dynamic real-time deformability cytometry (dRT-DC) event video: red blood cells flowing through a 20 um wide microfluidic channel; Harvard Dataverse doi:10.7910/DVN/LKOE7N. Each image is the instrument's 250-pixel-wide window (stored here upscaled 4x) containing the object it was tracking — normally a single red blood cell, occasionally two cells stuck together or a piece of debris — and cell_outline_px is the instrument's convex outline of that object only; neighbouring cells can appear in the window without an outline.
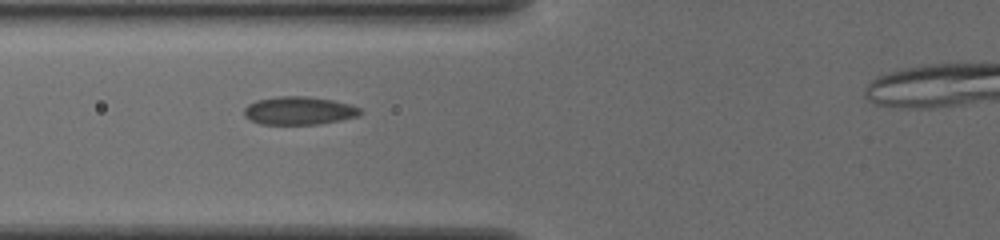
{"species": "common noctule bat (a hibernating species)", "species_latin": "Nyctalus noctula", "temperature_condition": "cold", "stored_images_in_passage": 7, "camera_frame_rate_fps": 3000, "um_per_image_px": 0.085, "animal": {"sex": "female", "body_mass_g": 19.5, "forearm_length_mm": 54.1}, "frame": {"image": 1, "passage_image": 6, "time_ms": 1.667, "image_size_px": [1000, 240], "cell_outline_px": [[360, 116], [320, 124], [260, 124], [244, 116], [244, 108], [248, 104], [256, 100], [280, 96], [308, 96], [332, 100], [348, 104], [360, 108]], "centroid_in_image_um": [25.4, 9.4], "position_along_channel_um": 100.4, "area_um2": 18.96}}
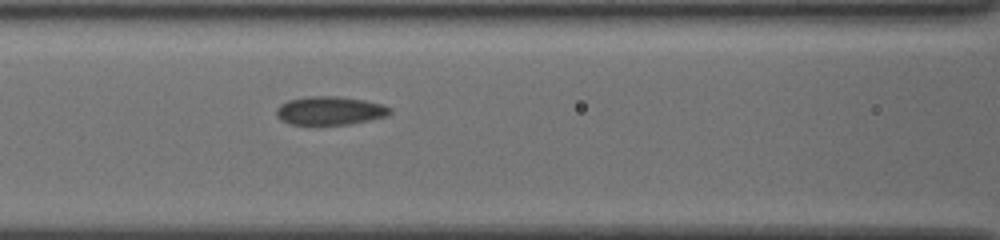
{"frame": {"image": 2, "passage_image": 7, "time_ms": 2.0, "image_size_px": [1000, 240], "cell_outline_px": [[392, 112], [388, 116], [348, 124], [320, 128], [292, 124], [280, 120], [276, 116], [276, 108], [280, 104], [288, 100], [308, 96], [340, 96], [364, 100], [384, 104], [392, 108]], "centroid_in_image_um": [28.02, 9.44], "position_along_channel_um": 138.6, "area_um2": 19.77}}